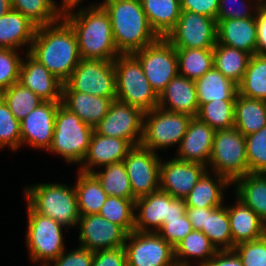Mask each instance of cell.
Masks as SVG:
<instances>
[{
  "label": "cell",
  "instance_id": "d4e9b609",
  "mask_svg": "<svg viewBox=\"0 0 266 266\" xmlns=\"http://www.w3.org/2000/svg\"><path fill=\"white\" fill-rule=\"evenodd\" d=\"M235 205H227L233 244L260 239L266 235V223L240 199Z\"/></svg>",
  "mask_w": 266,
  "mask_h": 266
},
{
  "label": "cell",
  "instance_id": "4fadbf2b",
  "mask_svg": "<svg viewBox=\"0 0 266 266\" xmlns=\"http://www.w3.org/2000/svg\"><path fill=\"white\" fill-rule=\"evenodd\" d=\"M124 248L127 266H177L174 247L157 232L132 231Z\"/></svg>",
  "mask_w": 266,
  "mask_h": 266
},
{
  "label": "cell",
  "instance_id": "8d00e7d4",
  "mask_svg": "<svg viewBox=\"0 0 266 266\" xmlns=\"http://www.w3.org/2000/svg\"><path fill=\"white\" fill-rule=\"evenodd\" d=\"M238 94L266 101V56L251 55L243 79L238 85Z\"/></svg>",
  "mask_w": 266,
  "mask_h": 266
},
{
  "label": "cell",
  "instance_id": "277c9868",
  "mask_svg": "<svg viewBox=\"0 0 266 266\" xmlns=\"http://www.w3.org/2000/svg\"><path fill=\"white\" fill-rule=\"evenodd\" d=\"M27 203L39 214L70 228L81 217L76 190L62 183H36L24 188Z\"/></svg>",
  "mask_w": 266,
  "mask_h": 266
},
{
  "label": "cell",
  "instance_id": "e0dca14e",
  "mask_svg": "<svg viewBox=\"0 0 266 266\" xmlns=\"http://www.w3.org/2000/svg\"><path fill=\"white\" fill-rule=\"evenodd\" d=\"M79 226V245L92 252L123 247L127 233L117 224L99 214L81 215Z\"/></svg>",
  "mask_w": 266,
  "mask_h": 266
},
{
  "label": "cell",
  "instance_id": "836d02e7",
  "mask_svg": "<svg viewBox=\"0 0 266 266\" xmlns=\"http://www.w3.org/2000/svg\"><path fill=\"white\" fill-rule=\"evenodd\" d=\"M74 185L80 215L98 214L108 195L93 173L78 170Z\"/></svg>",
  "mask_w": 266,
  "mask_h": 266
},
{
  "label": "cell",
  "instance_id": "5bb4252c",
  "mask_svg": "<svg viewBox=\"0 0 266 266\" xmlns=\"http://www.w3.org/2000/svg\"><path fill=\"white\" fill-rule=\"evenodd\" d=\"M165 38L175 49L214 48L217 43V21L211 17L182 10L177 23Z\"/></svg>",
  "mask_w": 266,
  "mask_h": 266
},
{
  "label": "cell",
  "instance_id": "7c38bea8",
  "mask_svg": "<svg viewBox=\"0 0 266 266\" xmlns=\"http://www.w3.org/2000/svg\"><path fill=\"white\" fill-rule=\"evenodd\" d=\"M185 214L184 199L174 198L158 190L135 200L134 231L157 232L164 219L181 218Z\"/></svg>",
  "mask_w": 266,
  "mask_h": 266
},
{
  "label": "cell",
  "instance_id": "ab89813d",
  "mask_svg": "<svg viewBox=\"0 0 266 266\" xmlns=\"http://www.w3.org/2000/svg\"><path fill=\"white\" fill-rule=\"evenodd\" d=\"M13 10L25 15L37 27L59 22V14L55 0H11Z\"/></svg>",
  "mask_w": 266,
  "mask_h": 266
},
{
  "label": "cell",
  "instance_id": "52a82bcc",
  "mask_svg": "<svg viewBox=\"0 0 266 266\" xmlns=\"http://www.w3.org/2000/svg\"><path fill=\"white\" fill-rule=\"evenodd\" d=\"M28 227L25 237L30 260L48 266L64 250L63 227L47 216L37 213L27 203Z\"/></svg>",
  "mask_w": 266,
  "mask_h": 266
},
{
  "label": "cell",
  "instance_id": "9c48e42d",
  "mask_svg": "<svg viewBox=\"0 0 266 266\" xmlns=\"http://www.w3.org/2000/svg\"><path fill=\"white\" fill-rule=\"evenodd\" d=\"M62 91H78L98 97L116 99L114 60L81 58Z\"/></svg>",
  "mask_w": 266,
  "mask_h": 266
},
{
  "label": "cell",
  "instance_id": "680465c9",
  "mask_svg": "<svg viewBox=\"0 0 266 266\" xmlns=\"http://www.w3.org/2000/svg\"><path fill=\"white\" fill-rule=\"evenodd\" d=\"M12 3L11 0H0V17L11 11Z\"/></svg>",
  "mask_w": 266,
  "mask_h": 266
},
{
  "label": "cell",
  "instance_id": "db71d44e",
  "mask_svg": "<svg viewBox=\"0 0 266 266\" xmlns=\"http://www.w3.org/2000/svg\"><path fill=\"white\" fill-rule=\"evenodd\" d=\"M257 48L256 54L266 56V8L260 4L256 12Z\"/></svg>",
  "mask_w": 266,
  "mask_h": 266
},
{
  "label": "cell",
  "instance_id": "d6a6232c",
  "mask_svg": "<svg viewBox=\"0 0 266 266\" xmlns=\"http://www.w3.org/2000/svg\"><path fill=\"white\" fill-rule=\"evenodd\" d=\"M151 28L159 37H165L181 14L180 0H141Z\"/></svg>",
  "mask_w": 266,
  "mask_h": 266
},
{
  "label": "cell",
  "instance_id": "cb8c5ba5",
  "mask_svg": "<svg viewBox=\"0 0 266 266\" xmlns=\"http://www.w3.org/2000/svg\"><path fill=\"white\" fill-rule=\"evenodd\" d=\"M217 21V43L256 54L257 24L256 14L245 19Z\"/></svg>",
  "mask_w": 266,
  "mask_h": 266
},
{
  "label": "cell",
  "instance_id": "4dcf8cb0",
  "mask_svg": "<svg viewBox=\"0 0 266 266\" xmlns=\"http://www.w3.org/2000/svg\"><path fill=\"white\" fill-rule=\"evenodd\" d=\"M266 125V101L251 99L237 93L234 127L244 136L256 133Z\"/></svg>",
  "mask_w": 266,
  "mask_h": 266
},
{
  "label": "cell",
  "instance_id": "8992f818",
  "mask_svg": "<svg viewBox=\"0 0 266 266\" xmlns=\"http://www.w3.org/2000/svg\"><path fill=\"white\" fill-rule=\"evenodd\" d=\"M93 131V127L60 103L56 111L53 141L48 151L59 154L65 162L79 163L81 166Z\"/></svg>",
  "mask_w": 266,
  "mask_h": 266
},
{
  "label": "cell",
  "instance_id": "c3c4849f",
  "mask_svg": "<svg viewBox=\"0 0 266 266\" xmlns=\"http://www.w3.org/2000/svg\"><path fill=\"white\" fill-rule=\"evenodd\" d=\"M251 1L253 3L250 1L247 2L246 0H220L219 9L217 13V20L245 19L253 17L256 14L259 5L261 4V0L257 1L251 0ZM236 2L237 5H234V3L236 4ZM249 3H251L252 5ZM232 5L236 7H233Z\"/></svg>",
  "mask_w": 266,
  "mask_h": 266
},
{
  "label": "cell",
  "instance_id": "1f68e13d",
  "mask_svg": "<svg viewBox=\"0 0 266 266\" xmlns=\"http://www.w3.org/2000/svg\"><path fill=\"white\" fill-rule=\"evenodd\" d=\"M218 252L210 239L201 231L192 230L174 247L177 266H192L190 257L200 259L197 266H203Z\"/></svg>",
  "mask_w": 266,
  "mask_h": 266
},
{
  "label": "cell",
  "instance_id": "91938a15",
  "mask_svg": "<svg viewBox=\"0 0 266 266\" xmlns=\"http://www.w3.org/2000/svg\"><path fill=\"white\" fill-rule=\"evenodd\" d=\"M261 4L266 8V0H261Z\"/></svg>",
  "mask_w": 266,
  "mask_h": 266
},
{
  "label": "cell",
  "instance_id": "e575fe53",
  "mask_svg": "<svg viewBox=\"0 0 266 266\" xmlns=\"http://www.w3.org/2000/svg\"><path fill=\"white\" fill-rule=\"evenodd\" d=\"M251 55L222 44L213 48V66L237 86L243 79Z\"/></svg>",
  "mask_w": 266,
  "mask_h": 266
},
{
  "label": "cell",
  "instance_id": "603a6c76",
  "mask_svg": "<svg viewBox=\"0 0 266 266\" xmlns=\"http://www.w3.org/2000/svg\"><path fill=\"white\" fill-rule=\"evenodd\" d=\"M158 107L166 111L196 117L199 104L195 81L178 74L159 94Z\"/></svg>",
  "mask_w": 266,
  "mask_h": 266
},
{
  "label": "cell",
  "instance_id": "11a10c76",
  "mask_svg": "<svg viewBox=\"0 0 266 266\" xmlns=\"http://www.w3.org/2000/svg\"><path fill=\"white\" fill-rule=\"evenodd\" d=\"M203 266H243L237 253L232 250H218Z\"/></svg>",
  "mask_w": 266,
  "mask_h": 266
},
{
  "label": "cell",
  "instance_id": "f907efd6",
  "mask_svg": "<svg viewBox=\"0 0 266 266\" xmlns=\"http://www.w3.org/2000/svg\"><path fill=\"white\" fill-rule=\"evenodd\" d=\"M65 250L51 263L53 266H92L94 252L79 246L78 248L67 252ZM48 266H52L49 264Z\"/></svg>",
  "mask_w": 266,
  "mask_h": 266
},
{
  "label": "cell",
  "instance_id": "44dd1931",
  "mask_svg": "<svg viewBox=\"0 0 266 266\" xmlns=\"http://www.w3.org/2000/svg\"><path fill=\"white\" fill-rule=\"evenodd\" d=\"M19 83L31 89L43 101L61 102L63 83L28 52L21 62Z\"/></svg>",
  "mask_w": 266,
  "mask_h": 266
},
{
  "label": "cell",
  "instance_id": "3957f363",
  "mask_svg": "<svg viewBox=\"0 0 266 266\" xmlns=\"http://www.w3.org/2000/svg\"><path fill=\"white\" fill-rule=\"evenodd\" d=\"M110 16L113 40L120 54H133L159 36L151 28L141 0H103Z\"/></svg>",
  "mask_w": 266,
  "mask_h": 266
},
{
  "label": "cell",
  "instance_id": "ba28073f",
  "mask_svg": "<svg viewBox=\"0 0 266 266\" xmlns=\"http://www.w3.org/2000/svg\"><path fill=\"white\" fill-rule=\"evenodd\" d=\"M208 166L231 182L248 174L245 136L235 127L216 130Z\"/></svg>",
  "mask_w": 266,
  "mask_h": 266
},
{
  "label": "cell",
  "instance_id": "d6986e66",
  "mask_svg": "<svg viewBox=\"0 0 266 266\" xmlns=\"http://www.w3.org/2000/svg\"><path fill=\"white\" fill-rule=\"evenodd\" d=\"M207 170L202 164L181 161L175 157L161 160L160 190L174 198L184 199Z\"/></svg>",
  "mask_w": 266,
  "mask_h": 266
},
{
  "label": "cell",
  "instance_id": "9a60e30c",
  "mask_svg": "<svg viewBox=\"0 0 266 266\" xmlns=\"http://www.w3.org/2000/svg\"><path fill=\"white\" fill-rule=\"evenodd\" d=\"M135 199L160 190L161 158L141 144L133 146L123 160Z\"/></svg>",
  "mask_w": 266,
  "mask_h": 266
},
{
  "label": "cell",
  "instance_id": "4316f807",
  "mask_svg": "<svg viewBox=\"0 0 266 266\" xmlns=\"http://www.w3.org/2000/svg\"><path fill=\"white\" fill-rule=\"evenodd\" d=\"M207 170L184 198L186 207L208 208L224 205V191L232 182L223 175ZM210 173L212 177L210 176ZM214 177V178H213Z\"/></svg>",
  "mask_w": 266,
  "mask_h": 266
},
{
  "label": "cell",
  "instance_id": "7bdbcfd3",
  "mask_svg": "<svg viewBox=\"0 0 266 266\" xmlns=\"http://www.w3.org/2000/svg\"><path fill=\"white\" fill-rule=\"evenodd\" d=\"M235 101L220 100L199 104L196 117L215 131L233 128Z\"/></svg>",
  "mask_w": 266,
  "mask_h": 266
},
{
  "label": "cell",
  "instance_id": "484cf974",
  "mask_svg": "<svg viewBox=\"0 0 266 266\" xmlns=\"http://www.w3.org/2000/svg\"><path fill=\"white\" fill-rule=\"evenodd\" d=\"M36 29L25 15L12 9L0 17V48L19 50L26 46L29 52Z\"/></svg>",
  "mask_w": 266,
  "mask_h": 266
},
{
  "label": "cell",
  "instance_id": "6f0895ef",
  "mask_svg": "<svg viewBox=\"0 0 266 266\" xmlns=\"http://www.w3.org/2000/svg\"><path fill=\"white\" fill-rule=\"evenodd\" d=\"M83 1L84 0H61L60 4L57 5L59 14L62 18H64L65 16L75 12L74 8L77 7L78 10H80L81 8H79L78 6Z\"/></svg>",
  "mask_w": 266,
  "mask_h": 266
},
{
  "label": "cell",
  "instance_id": "ffe728a7",
  "mask_svg": "<svg viewBox=\"0 0 266 266\" xmlns=\"http://www.w3.org/2000/svg\"><path fill=\"white\" fill-rule=\"evenodd\" d=\"M215 130L197 117H192L181 140L175 158L181 161L209 165Z\"/></svg>",
  "mask_w": 266,
  "mask_h": 266
},
{
  "label": "cell",
  "instance_id": "681fc988",
  "mask_svg": "<svg viewBox=\"0 0 266 266\" xmlns=\"http://www.w3.org/2000/svg\"><path fill=\"white\" fill-rule=\"evenodd\" d=\"M193 230L187 214L181 218L164 219L157 233L169 244L175 247Z\"/></svg>",
  "mask_w": 266,
  "mask_h": 266
},
{
  "label": "cell",
  "instance_id": "816d5d0a",
  "mask_svg": "<svg viewBox=\"0 0 266 266\" xmlns=\"http://www.w3.org/2000/svg\"><path fill=\"white\" fill-rule=\"evenodd\" d=\"M92 266H127L124 246L95 251Z\"/></svg>",
  "mask_w": 266,
  "mask_h": 266
},
{
  "label": "cell",
  "instance_id": "30bf717a",
  "mask_svg": "<svg viewBox=\"0 0 266 266\" xmlns=\"http://www.w3.org/2000/svg\"><path fill=\"white\" fill-rule=\"evenodd\" d=\"M191 116L156 107L144 112L141 145L153 152L180 145Z\"/></svg>",
  "mask_w": 266,
  "mask_h": 266
},
{
  "label": "cell",
  "instance_id": "7a4b0ae2",
  "mask_svg": "<svg viewBox=\"0 0 266 266\" xmlns=\"http://www.w3.org/2000/svg\"><path fill=\"white\" fill-rule=\"evenodd\" d=\"M63 19L76 34L81 58L114 60L120 55L113 40L110 16L102 2L83 7Z\"/></svg>",
  "mask_w": 266,
  "mask_h": 266
},
{
  "label": "cell",
  "instance_id": "ac0fdd59",
  "mask_svg": "<svg viewBox=\"0 0 266 266\" xmlns=\"http://www.w3.org/2000/svg\"><path fill=\"white\" fill-rule=\"evenodd\" d=\"M61 102L43 101L22 121L21 145L48 151L53 141L56 111Z\"/></svg>",
  "mask_w": 266,
  "mask_h": 266
},
{
  "label": "cell",
  "instance_id": "d590c367",
  "mask_svg": "<svg viewBox=\"0 0 266 266\" xmlns=\"http://www.w3.org/2000/svg\"><path fill=\"white\" fill-rule=\"evenodd\" d=\"M201 232L210 239L217 250H232L235 247L225 205L206 208L205 226Z\"/></svg>",
  "mask_w": 266,
  "mask_h": 266
},
{
  "label": "cell",
  "instance_id": "f546056e",
  "mask_svg": "<svg viewBox=\"0 0 266 266\" xmlns=\"http://www.w3.org/2000/svg\"><path fill=\"white\" fill-rule=\"evenodd\" d=\"M198 104L212 101L236 100L238 86L214 66L195 80Z\"/></svg>",
  "mask_w": 266,
  "mask_h": 266
},
{
  "label": "cell",
  "instance_id": "74e56055",
  "mask_svg": "<svg viewBox=\"0 0 266 266\" xmlns=\"http://www.w3.org/2000/svg\"><path fill=\"white\" fill-rule=\"evenodd\" d=\"M178 74L197 80L213 67V48L176 49Z\"/></svg>",
  "mask_w": 266,
  "mask_h": 266
},
{
  "label": "cell",
  "instance_id": "6da1fadb",
  "mask_svg": "<svg viewBox=\"0 0 266 266\" xmlns=\"http://www.w3.org/2000/svg\"><path fill=\"white\" fill-rule=\"evenodd\" d=\"M28 53L63 84L81 60L76 34L63 18L38 26Z\"/></svg>",
  "mask_w": 266,
  "mask_h": 266
},
{
  "label": "cell",
  "instance_id": "83f0119b",
  "mask_svg": "<svg viewBox=\"0 0 266 266\" xmlns=\"http://www.w3.org/2000/svg\"><path fill=\"white\" fill-rule=\"evenodd\" d=\"M111 103L110 98L78 91H62L61 95V104L93 128L108 113Z\"/></svg>",
  "mask_w": 266,
  "mask_h": 266
},
{
  "label": "cell",
  "instance_id": "f6af8a7d",
  "mask_svg": "<svg viewBox=\"0 0 266 266\" xmlns=\"http://www.w3.org/2000/svg\"><path fill=\"white\" fill-rule=\"evenodd\" d=\"M8 146L13 151L21 147L20 121L0 97V149Z\"/></svg>",
  "mask_w": 266,
  "mask_h": 266
},
{
  "label": "cell",
  "instance_id": "60d3db41",
  "mask_svg": "<svg viewBox=\"0 0 266 266\" xmlns=\"http://www.w3.org/2000/svg\"><path fill=\"white\" fill-rule=\"evenodd\" d=\"M0 97L8 105L18 121H22L43 100L31 89L17 82L0 92Z\"/></svg>",
  "mask_w": 266,
  "mask_h": 266
},
{
  "label": "cell",
  "instance_id": "9f6ffc18",
  "mask_svg": "<svg viewBox=\"0 0 266 266\" xmlns=\"http://www.w3.org/2000/svg\"><path fill=\"white\" fill-rule=\"evenodd\" d=\"M186 214L192 224L193 230L201 231L205 226L206 208L186 207Z\"/></svg>",
  "mask_w": 266,
  "mask_h": 266
},
{
  "label": "cell",
  "instance_id": "7402d4cb",
  "mask_svg": "<svg viewBox=\"0 0 266 266\" xmlns=\"http://www.w3.org/2000/svg\"><path fill=\"white\" fill-rule=\"evenodd\" d=\"M132 147L133 145L126 139L102 136L93 131L87 155L78 170L93 173L95 167L123 161Z\"/></svg>",
  "mask_w": 266,
  "mask_h": 266
},
{
  "label": "cell",
  "instance_id": "5b68a950",
  "mask_svg": "<svg viewBox=\"0 0 266 266\" xmlns=\"http://www.w3.org/2000/svg\"><path fill=\"white\" fill-rule=\"evenodd\" d=\"M116 99L143 112L158 107L159 95L146 78L140 62L132 54H120L114 59Z\"/></svg>",
  "mask_w": 266,
  "mask_h": 266
},
{
  "label": "cell",
  "instance_id": "2e32d148",
  "mask_svg": "<svg viewBox=\"0 0 266 266\" xmlns=\"http://www.w3.org/2000/svg\"><path fill=\"white\" fill-rule=\"evenodd\" d=\"M143 118L141 109L115 99L94 131L102 136L126 139L133 146L139 145L143 135Z\"/></svg>",
  "mask_w": 266,
  "mask_h": 266
},
{
  "label": "cell",
  "instance_id": "7dc6e473",
  "mask_svg": "<svg viewBox=\"0 0 266 266\" xmlns=\"http://www.w3.org/2000/svg\"><path fill=\"white\" fill-rule=\"evenodd\" d=\"M233 250L243 266H266V235L257 240L239 243Z\"/></svg>",
  "mask_w": 266,
  "mask_h": 266
},
{
  "label": "cell",
  "instance_id": "ee69618b",
  "mask_svg": "<svg viewBox=\"0 0 266 266\" xmlns=\"http://www.w3.org/2000/svg\"><path fill=\"white\" fill-rule=\"evenodd\" d=\"M245 142L249 173L266 174V125L256 133L246 135Z\"/></svg>",
  "mask_w": 266,
  "mask_h": 266
},
{
  "label": "cell",
  "instance_id": "f5cc1de1",
  "mask_svg": "<svg viewBox=\"0 0 266 266\" xmlns=\"http://www.w3.org/2000/svg\"><path fill=\"white\" fill-rule=\"evenodd\" d=\"M220 0H180L181 10L201 14L217 20Z\"/></svg>",
  "mask_w": 266,
  "mask_h": 266
},
{
  "label": "cell",
  "instance_id": "f1b7e54d",
  "mask_svg": "<svg viewBox=\"0 0 266 266\" xmlns=\"http://www.w3.org/2000/svg\"><path fill=\"white\" fill-rule=\"evenodd\" d=\"M235 196L266 223V174L248 173L232 182Z\"/></svg>",
  "mask_w": 266,
  "mask_h": 266
},
{
  "label": "cell",
  "instance_id": "bcb514c9",
  "mask_svg": "<svg viewBox=\"0 0 266 266\" xmlns=\"http://www.w3.org/2000/svg\"><path fill=\"white\" fill-rule=\"evenodd\" d=\"M19 50L0 48V92L19 82L22 57Z\"/></svg>",
  "mask_w": 266,
  "mask_h": 266
},
{
  "label": "cell",
  "instance_id": "8fae6325",
  "mask_svg": "<svg viewBox=\"0 0 266 266\" xmlns=\"http://www.w3.org/2000/svg\"><path fill=\"white\" fill-rule=\"evenodd\" d=\"M132 55L140 62L146 78L158 95L178 75L176 49L165 37H159Z\"/></svg>",
  "mask_w": 266,
  "mask_h": 266
},
{
  "label": "cell",
  "instance_id": "b9f144b4",
  "mask_svg": "<svg viewBox=\"0 0 266 266\" xmlns=\"http://www.w3.org/2000/svg\"><path fill=\"white\" fill-rule=\"evenodd\" d=\"M135 200L108 196L98 214L129 234L134 231Z\"/></svg>",
  "mask_w": 266,
  "mask_h": 266
},
{
  "label": "cell",
  "instance_id": "f35d334b",
  "mask_svg": "<svg viewBox=\"0 0 266 266\" xmlns=\"http://www.w3.org/2000/svg\"><path fill=\"white\" fill-rule=\"evenodd\" d=\"M104 170L93 174L100 181L108 196L135 199L133 197L130 180L123 161L104 166Z\"/></svg>",
  "mask_w": 266,
  "mask_h": 266
}]
</instances>
